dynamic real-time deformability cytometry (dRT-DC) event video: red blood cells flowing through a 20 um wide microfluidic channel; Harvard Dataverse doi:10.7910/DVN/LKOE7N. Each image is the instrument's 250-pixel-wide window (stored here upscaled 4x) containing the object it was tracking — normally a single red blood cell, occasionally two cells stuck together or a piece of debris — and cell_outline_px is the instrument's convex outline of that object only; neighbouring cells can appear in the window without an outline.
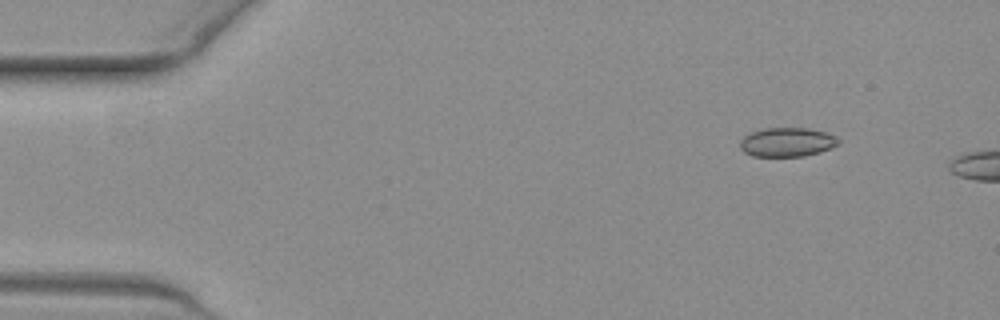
{"species": "common noctule bat (a hibernating species)", "species_latin": "Nyctalus noctula", "temperature_condition": "warm", "stored_images_in_passage": 8, "camera_frame_rate_fps": 3000, "um_per_image_px": 0.085, "animal": {"sex": "female", "body_mass_g": 19.3, "forearm_length_mm": 54.1}, "frame": {"image": 1, "passage_image": 1, "time_ms": 0.0, "image_size_px": [1000, 320], "cell_outline_px": [[840, 144], [832, 148], [820, 152], [804, 156], [752, 156], [744, 152], [740, 148], [740, 140], [744, 136], [752, 132], [764, 128], [808, 128], [828, 132], [836, 136], [840, 140]], "centroid_in_image_um": [66.94, 12.08], "position_along_channel_um": 18.1, "area_um2": 16.88}}